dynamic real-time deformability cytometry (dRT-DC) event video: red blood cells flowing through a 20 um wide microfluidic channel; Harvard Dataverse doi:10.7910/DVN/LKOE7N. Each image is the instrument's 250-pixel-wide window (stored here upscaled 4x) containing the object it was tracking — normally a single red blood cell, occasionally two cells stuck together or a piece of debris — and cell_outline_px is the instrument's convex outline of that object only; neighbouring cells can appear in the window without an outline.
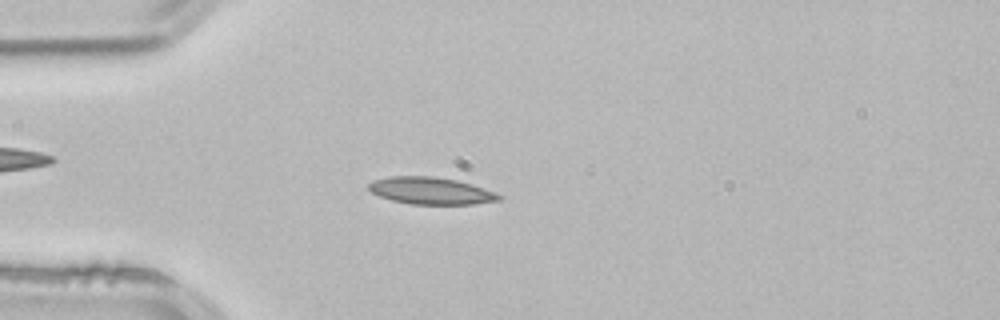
{"species": "common noctule bat (a hibernating species)", "species_latin": "Nyctalus noctula", "temperature_condition": "room temperature", "stored_images_in_passage": 2, "camera_frame_rate_fps": 3000, "um_per_image_px": 0.085, "animal": {"sex": "male", "body_mass_g": 21.5, "forearm_length_mm": 52.0}, "frame": {"image": 1, "passage_image": 2, "time_ms": 0.333, "image_size_px": [1000, 320], "cell_outline_px": [[504, 196], [500, 200], [472, 204], [412, 204], [392, 200], [380, 196], [372, 192], [368, 188], [368, 184], [372, 180], [388, 176], [432, 176], [456, 180], [472, 184], [496, 192]], "centroid_in_image_um": [36.63, 16.21], "position_along_channel_um": 48.4, "area_um2": 20.58}}